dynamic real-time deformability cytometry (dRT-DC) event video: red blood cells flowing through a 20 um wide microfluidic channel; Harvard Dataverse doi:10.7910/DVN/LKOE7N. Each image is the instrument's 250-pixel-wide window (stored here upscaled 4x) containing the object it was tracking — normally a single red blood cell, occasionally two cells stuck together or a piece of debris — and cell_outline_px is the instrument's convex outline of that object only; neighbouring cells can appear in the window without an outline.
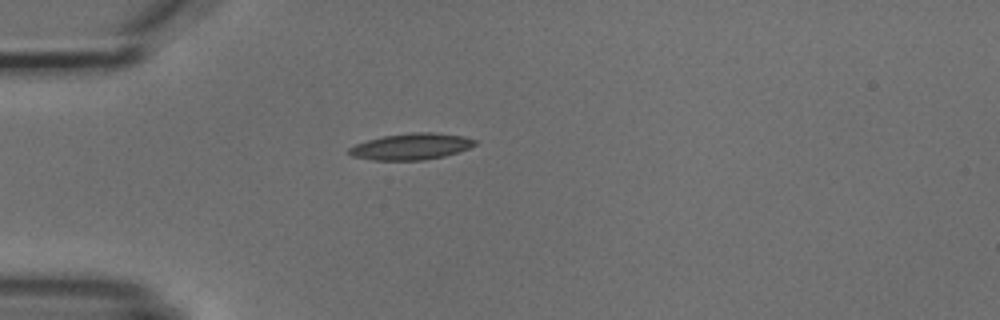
{"species": "common noctule bat (a hibernating species)", "species_latin": "Nyctalus noctula", "temperature_condition": "cold", "stored_images_in_passage": 5, "camera_frame_rate_fps": 3000, "um_per_image_px": 0.085, "animal": {"sex": "male", "body_mass_g": 18.8}, "frame": {"image": 1, "passage_image": 4, "time_ms": 4.667, "image_size_px": [1000, 320], "cell_outline_px": [[476, 144], [468, 148], [444, 156], [424, 160], [372, 160], [352, 156], [348, 152], [348, 148], [356, 144], [368, 140], [384, 136], [412, 132], [436, 132], [464, 136], [476, 140]], "centroid_in_image_um": [34.95, 12.45], "position_along_channel_um": 50.1, "area_um2": 19.25}}